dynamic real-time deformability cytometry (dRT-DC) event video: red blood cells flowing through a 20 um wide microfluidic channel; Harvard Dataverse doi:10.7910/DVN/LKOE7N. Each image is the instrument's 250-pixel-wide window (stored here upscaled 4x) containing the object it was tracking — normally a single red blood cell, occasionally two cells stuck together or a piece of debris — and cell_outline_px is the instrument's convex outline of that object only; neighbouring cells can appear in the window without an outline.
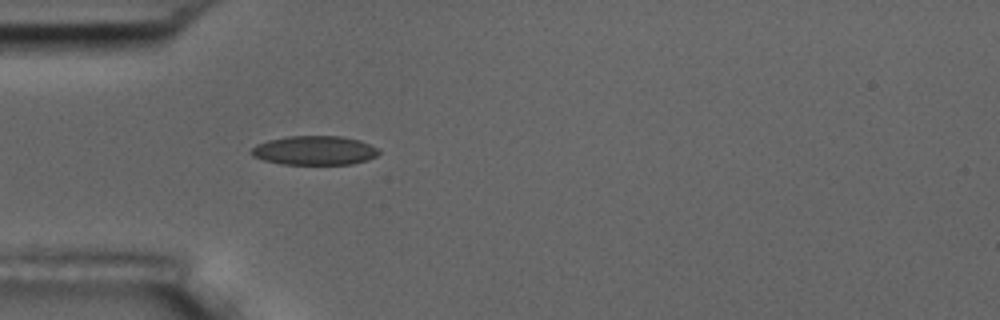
{"species": "common noctule bat (a hibernating species)", "species_latin": "Nyctalus noctula", "temperature_condition": "room temperature", "stored_images_in_passage": 39, "camera_frame_rate_fps": 3000, "um_per_image_px": 0.085, "animal": {"sex": "male", "body_mass_g": 17.5, "forearm_length_mm": 52.3}, "frame": {"image": 1, "passage_image": 1, "time_ms": 0.0, "image_size_px": [1000, 320], "cell_outline_px": [[380, 152], [376, 156], [368, 160], [352, 164], [280, 164], [264, 160], [252, 156], [248, 152], [256, 144], [268, 140], [288, 136], [340, 136], [360, 140], [376, 148]], "centroid_in_image_um": [26.7, 12.79], "position_along_channel_um": 58.3, "area_um2": 21.68}}
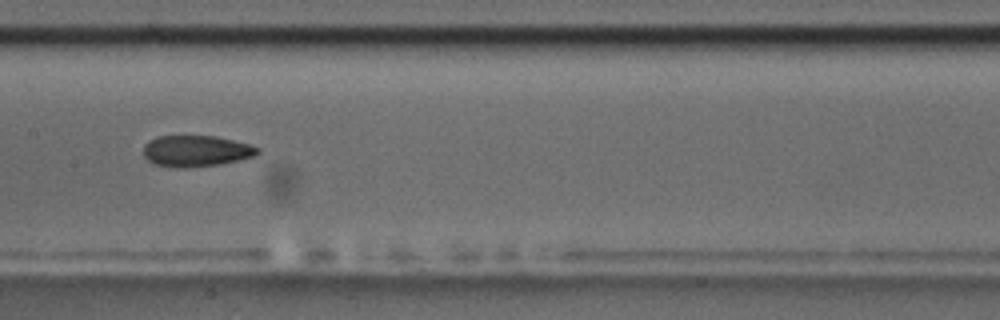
{"frame": {"image": 2, "passage_image": 12, "time_ms": 3.667, "image_size_px": [1000, 320], "cell_outline_px": [[260, 152], [256, 156], [220, 164], [184, 168], [176, 168], [156, 164], [148, 160], [144, 156], [144, 144], [148, 140], [156, 136], [216, 136], [248, 144], [260, 148]], "centroid_in_image_um": [16.66, 12.83], "position_along_channel_um": 190.7, "area_um2": 20.81}}
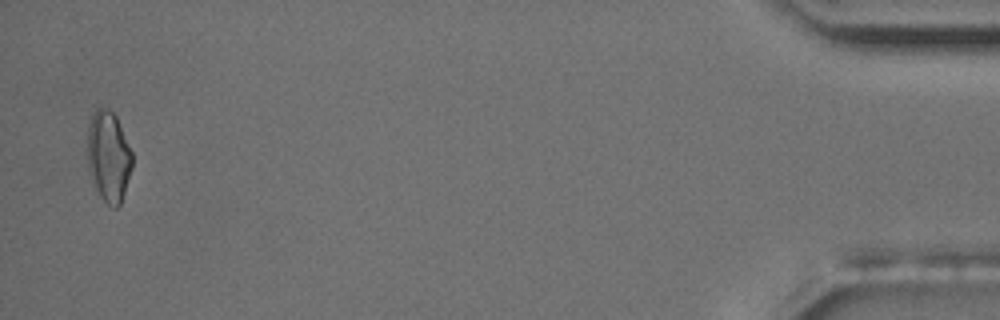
{"frame": {"image": 3, "passage_image": 38, "time_ms": 12.333, "image_size_px": [1000, 320], "cell_outline_px": [[132, 168], [120, 204], [116, 208], [112, 208], [100, 196], [96, 188], [88, 168], [88, 124], [92, 112], [96, 108], [104, 108], [112, 112], [116, 116], [132, 152]], "centroid_in_image_um": [9.22, 13.28], "position_along_channel_um": 426.0, "area_um2": 23.47}, "authors_computed_cell_mechanics": {"area_um2": 21.097, "velocity_mm_per_s": 3.719, "shape_relaxation_time_tau1_ms": 4.7284, "shape_relaxation_time_tau2_ms": 3.5293, "deformation_change_tau1": 0.1181, "deformation_change_tau2": 0.1027}}